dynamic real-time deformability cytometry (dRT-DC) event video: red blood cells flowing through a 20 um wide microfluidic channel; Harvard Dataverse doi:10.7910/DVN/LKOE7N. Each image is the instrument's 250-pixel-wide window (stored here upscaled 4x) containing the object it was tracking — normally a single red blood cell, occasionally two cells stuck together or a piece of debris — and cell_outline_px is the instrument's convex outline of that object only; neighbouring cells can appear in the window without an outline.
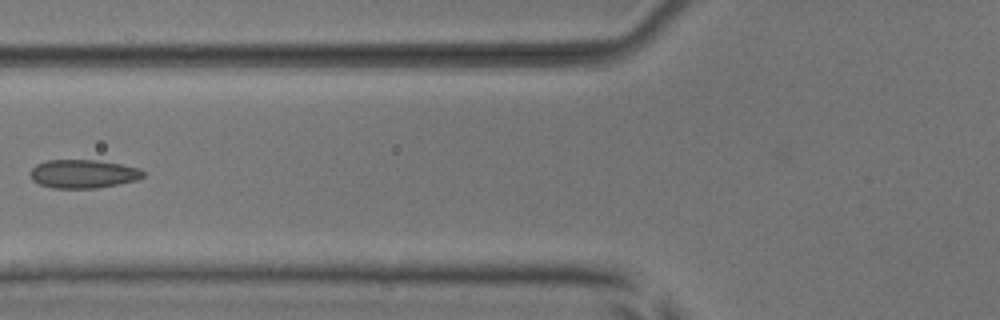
{"species": "common noctule bat (a hibernating species)", "species_latin": "Nyctalus noctula", "temperature_condition": "room temperature", "stored_images_in_passage": 6, "camera_frame_rate_fps": 3000, "um_per_image_px": 0.085, "animal": {"sex": "male", "body_mass_g": 17.9, "forearm_length_mm": 54.2}, "frame": {"image": 1, "passage_image": 5, "time_ms": 4.667, "image_size_px": [1000, 320], "cell_outline_px": [[144, 176], [136, 180], [96, 188], [52, 188], [40, 184], [32, 180], [32, 168], [36, 164], [48, 160], [96, 160], [120, 164], [140, 168], [144, 172]], "centroid_in_image_um": [7.08, 14.77], "position_along_channel_um": 118.7, "area_um2": 18.55}}
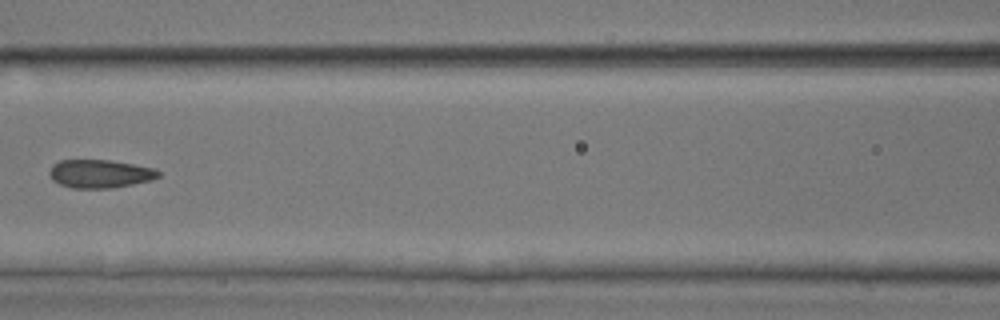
{"frame": {"image": 2, "passage_image": 6, "time_ms": 5.667, "image_size_px": [1000, 320], "cell_outline_px": [[160, 176], [152, 180], [112, 188], [72, 188], [60, 184], [52, 180], [48, 172], [52, 164], [60, 160], [112, 160], [156, 168], [160, 172]], "centroid_in_image_um": [8.5, 14.76], "position_along_channel_um": 158.1, "area_um2": 18.15}}